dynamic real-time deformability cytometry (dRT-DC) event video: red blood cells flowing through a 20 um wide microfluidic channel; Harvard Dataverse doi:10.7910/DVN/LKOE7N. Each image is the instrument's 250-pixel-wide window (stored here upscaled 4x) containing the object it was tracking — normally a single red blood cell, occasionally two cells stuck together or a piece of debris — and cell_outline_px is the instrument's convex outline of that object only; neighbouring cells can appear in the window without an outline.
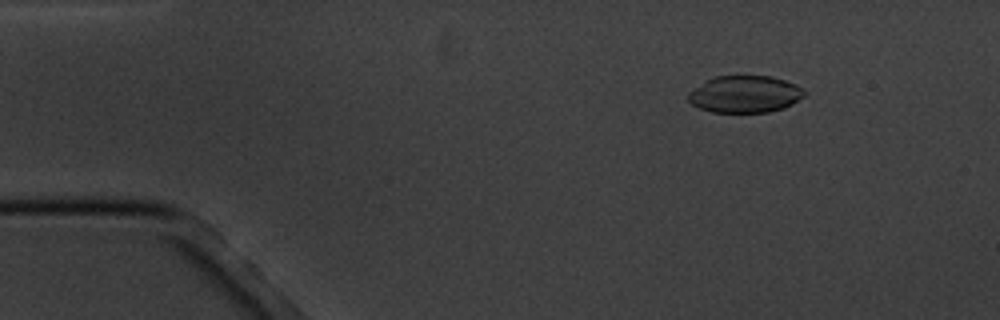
{"species": "common noctule bat (a hibernating species)", "species_latin": "Nyctalus noctula", "temperature_condition": "cold", "stored_images_in_passage": 5, "camera_frame_rate_fps": 3000, "um_per_image_px": 0.085, "animal": {"sex": "male", "body_mass_g": 20.1, "forearm_length_mm": 53.5}, "frame": {"image": 1, "passage_image": 3, "time_ms": 2.333, "image_size_px": [1000, 320], "cell_outline_px": [[804, 96], [792, 104], [784, 108], [768, 112], [712, 112], [700, 108], [692, 104], [688, 100], [688, 92], [708, 80], [716, 76], [768, 76], [784, 80], [796, 84], [804, 92]], "centroid_in_image_um": [63.31, 8.01], "position_along_channel_um": 21.7, "area_um2": 24.74}}